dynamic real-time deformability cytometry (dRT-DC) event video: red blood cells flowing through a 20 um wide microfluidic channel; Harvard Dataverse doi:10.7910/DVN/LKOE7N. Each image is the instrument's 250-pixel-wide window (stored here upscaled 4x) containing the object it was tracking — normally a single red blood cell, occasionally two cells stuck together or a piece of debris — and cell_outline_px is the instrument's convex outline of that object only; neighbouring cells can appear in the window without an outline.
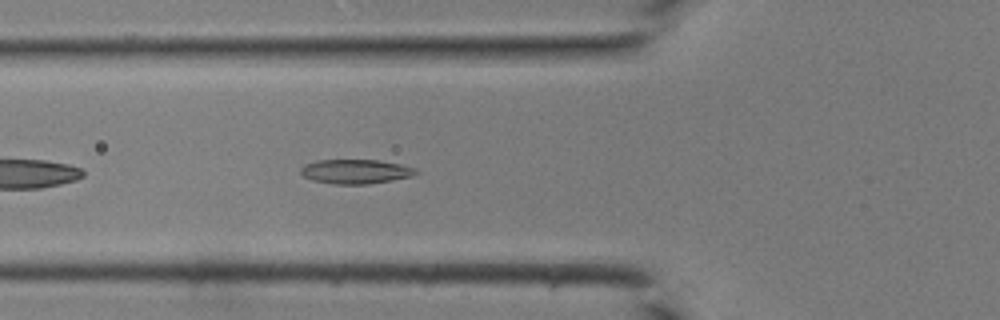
{"species": "common noctule bat (a hibernating species)", "species_latin": "Nyctalus noctula", "temperature_condition": "room temperature", "stored_images_in_passage": 30, "camera_frame_rate_fps": 3000, "um_per_image_px": 0.085, "animal": {"sex": "male", "body_mass_g": 19.0, "forearm_length_mm": 50.8}, "frame": {"image": 1, "passage_image": 4, "time_ms": 1.0, "image_size_px": [1000, 320], "cell_outline_px": [[420, 172], [412, 176], [392, 180], [368, 184], [336, 184], [312, 180], [304, 176], [300, 172], [300, 168], [304, 164], [316, 160], [376, 160], [400, 164], [416, 168]], "centroid_in_image_um": [30.23, 14.57], "position_along_channel_um": 95.6, "area_um2": 16.36}}
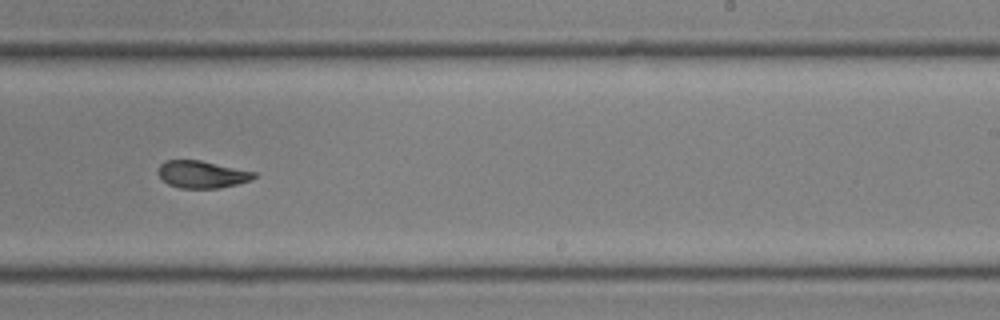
{"frame": {"image": 2, "passage_image": 15, "time_ms": 4.667, "image_size_px": [1000, 320], "cell_outline_px": [[256, 176], [248, 180], [236, 184], [220, 188], [180, 188], [168, 184], [156, 172], [160, 164], [164, 160], [200, 160], [256, 172]], "centroid_in_image_um": [17.12, 14.81], "position_along_channel_um": 271.9, "area_um2": 15.14}}
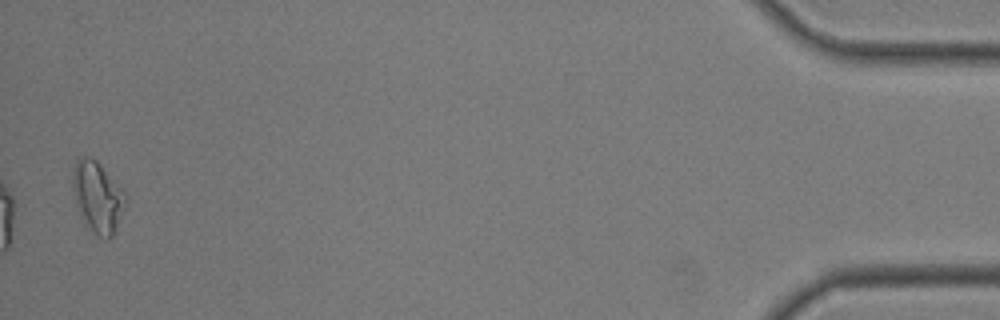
{"frame": {"image": 3, "passage_image": 30, "time_ms": 9.667, "image_size_px": [1000, 320], "cell_outline_px": [[124, 196], [116, 224], [112, 236], [108, 240], [104, 240], [84, 228], [72, 192], [72, 172], [76, 156], [84, 156], [96, 160], [100, 164], [120, 188]], "centroid_in_image_um": [8.16, 16.75], "position_along_channel_um": 427.0, "area_um2": 21.5}}